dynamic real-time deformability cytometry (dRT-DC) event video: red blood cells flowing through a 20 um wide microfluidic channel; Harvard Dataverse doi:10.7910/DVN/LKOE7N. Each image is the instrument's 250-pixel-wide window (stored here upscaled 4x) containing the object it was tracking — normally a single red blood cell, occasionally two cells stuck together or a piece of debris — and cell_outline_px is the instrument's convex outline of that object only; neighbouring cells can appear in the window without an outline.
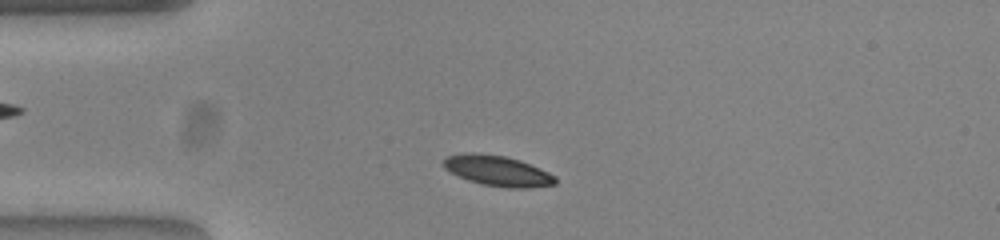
{"species": "common noctule bat (a hibernating species)", "species_latin": "Nyctalus noctula", "temperature_condition": "warm", "stored_images_in_passage": 45, "camera_frame_rate_fps": 3000, "um_per_image_px": 0.085, "animal": {"sex": "female", "body_mass_g": 23.0, "forearm_length_mm": 53.4}, "frame": {"image": 1, "passage_image": 5, "time_ms": 1.333, "image_size_px": [1000, 240], "cell_outline_px": [[556, 184], [528, 188], [504, 188], [480, 184], [468, 180], [444, 168], [444, 160], [448, 156], [472, 152], [504, 156], [520, 160], [548, 172], [556, 176]], "centroid_in_image_um": [42.33, 14.53], "position_along_channel_um": 42.7, "area_um2": 19.65}}
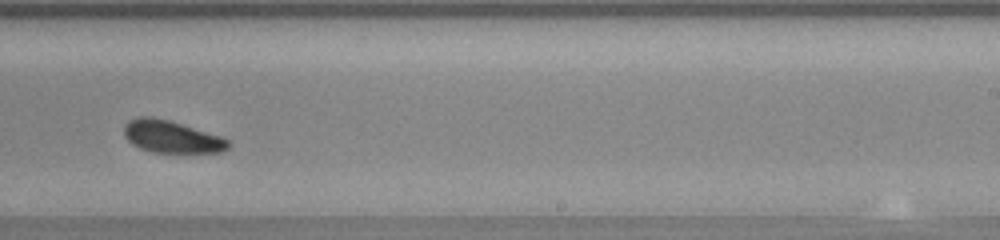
{"frame": {"image": 2, "passage_image": 25, "time_ms": 8.0, "image_size_px": [1000, 240], "cell_outline_px": [[232, 144], [228, 148], [220, 152], [152, 152], [140, 148], [132, 144], [124, 136], [124, 128], [128, 120], [136, 116], [148, 116], [168, 120], [220, 136], [228, 140]], "centroid_in_image_um": [14.55, 11.62], "position_along_channel_um": 274.4, "area_um2": 19.42}}
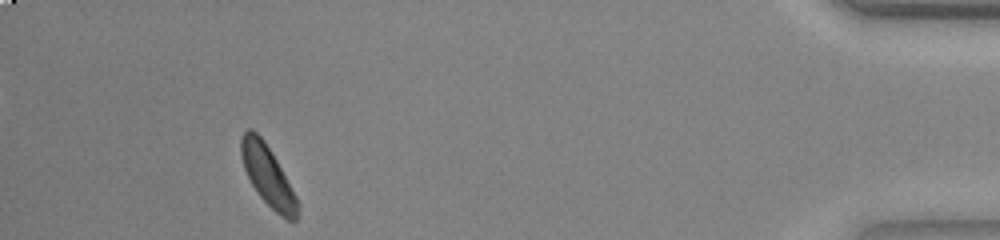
{"frame": {"image": 3, "passage_image": 41, "time_ms": 13.333, "image_size_px": [1000, 240], "cell_outline_px": [[300, 204], [296, 220], [288, 220], [280, 216], [260, 196], [252, 184], [244, 168], [240, 156], [240, 140], [244, 132], [248, 128], [252, 128], [264, 140], [276, 160], [296, 196]], "centroid_in_image_um": [22.75, 14.92], "position_along_channel_um": 412.5, "area_um2": 19.54}, "authors_computed_cell_mechanics": {"area_um2": 19.9988, "velocity_mm_per_s": 3.8125, "shape_relaxation_time_tau1_ms": 1.7215, "shape_relaxation_time_tau2_ms": null, "deformation_change_tau1": 0.083, "deformation_change_tau2": null}}